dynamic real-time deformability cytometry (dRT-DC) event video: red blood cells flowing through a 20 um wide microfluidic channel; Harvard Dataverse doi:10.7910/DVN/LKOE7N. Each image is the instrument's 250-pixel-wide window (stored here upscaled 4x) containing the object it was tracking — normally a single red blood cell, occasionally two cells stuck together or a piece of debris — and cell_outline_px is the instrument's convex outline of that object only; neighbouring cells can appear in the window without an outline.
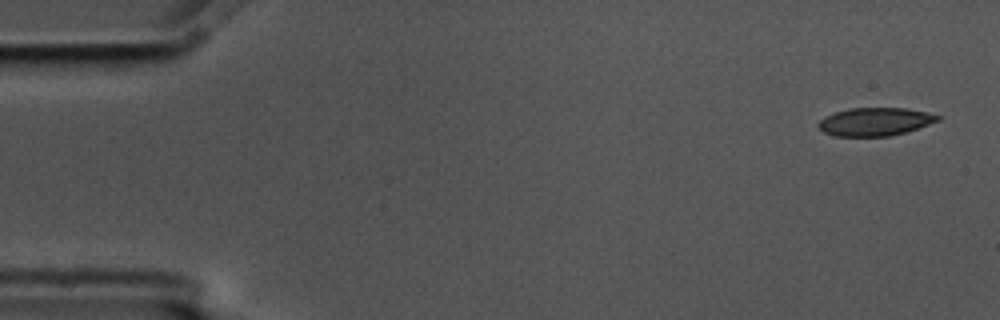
{"species": "common noctule bat (a hibernating species)", "species_latin": "Nyctalus noctula", "temperature_condition": "cold", "stored_images_in_passage": 6, "camera_frame_rate_fps": 3000, "um_per_image_px": 0.085, "animal": {"sex": "male", "body_mass_g": 17.5, "forearm_length_mm": 52.3}, "frame": {"image": 1, "passage_image": 1, "time_ms": 0.0, "image_size_px": [1000, 320], "cell_outline_px": [[940, 120], [904, 132], [888, 136], [836, 136], [824, 132], [816, 124], [824, 116], [836, 112], [852, 108], [904, 108], [928, 112], [940, 116]], "centroid_in_image_um": [74.35, 10.34], "position_along_channel_um": 10.6, "area_um2": 19.31}}
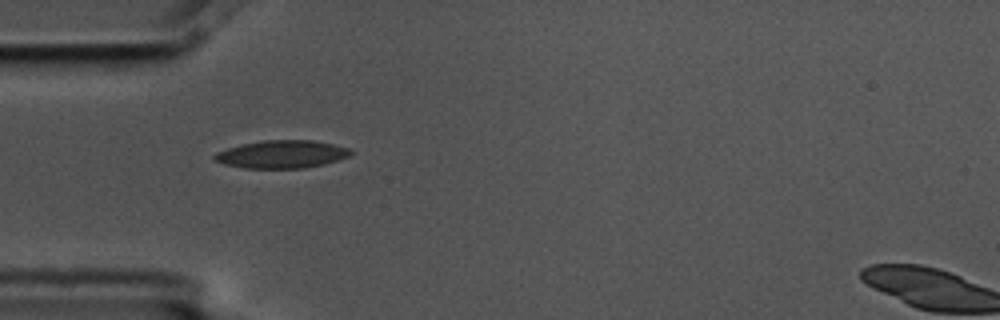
{"frame": {"image": 2, "passage_image": 5, "time_ms": 1.333, "image_size_px": [1000, 320], "cell_outline_px": [[352, 152], [348, 156], [324, 164], [304, 168], [244, 168], [224, 164], [212, 160], [212, 156], [216, 152], [228, 148], [244, 144], [264, 140], [312, 140], [332, 144], [348, 148]], "centroid_in_image_um": [23.9, 13.11], "position_along_channel_um": 61.1, "area_um2": 21.91}}